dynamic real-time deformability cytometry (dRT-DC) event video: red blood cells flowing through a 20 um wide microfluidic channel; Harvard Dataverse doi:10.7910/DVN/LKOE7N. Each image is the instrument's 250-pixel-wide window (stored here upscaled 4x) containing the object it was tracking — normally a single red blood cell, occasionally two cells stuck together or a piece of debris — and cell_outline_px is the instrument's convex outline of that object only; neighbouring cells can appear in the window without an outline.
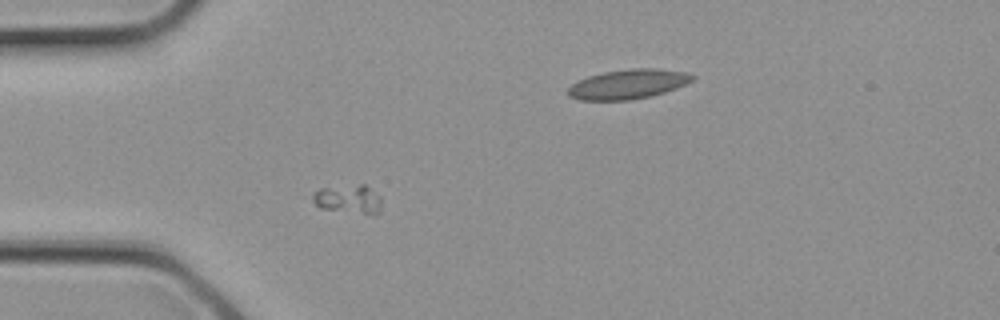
{"species": "common noctule bat (a hibernating species)", "species_latin": "Nyctalus noctula", "temperature_condition": "cold", "stored_images_in_passage": 2, "camera_frame_rate_fps": 3000, "um_per_image_px": 0.085, "animal": {"sex": "female", "body_mass_g": 21.9}, "frame": {"image": 1, "passage_image": 1, "time_ms": 0.0, "image_size_px": [1000, 320], "cell_outline_px": [[380, 200], [376, 212], [364, 212], [320, 208], [312, 200], [312, 196], [320, 188], [360, 184], [364, 184], [380, 196]], "centroid_in_image_um": [29.55, 16.87], "position_along_channel_um": 55.5, "area_um2": 10.75}}